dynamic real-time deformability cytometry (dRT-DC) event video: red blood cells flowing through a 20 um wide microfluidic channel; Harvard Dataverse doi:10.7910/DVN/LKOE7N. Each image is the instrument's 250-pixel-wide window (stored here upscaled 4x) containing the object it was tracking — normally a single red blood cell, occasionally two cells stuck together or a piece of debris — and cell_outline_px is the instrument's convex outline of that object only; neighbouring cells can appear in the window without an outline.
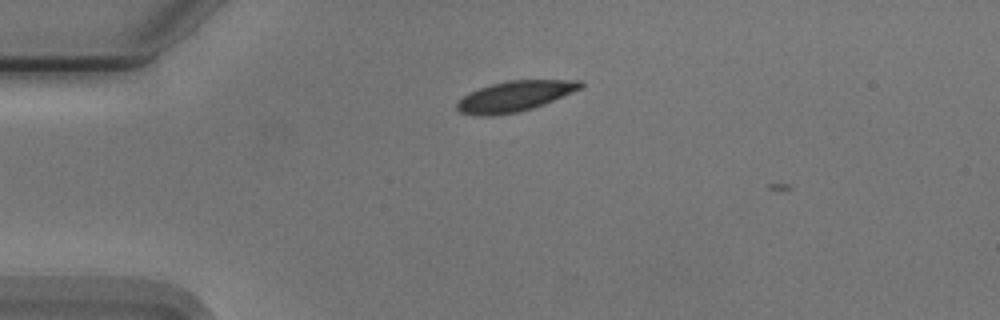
{"species": "Egyptian fruit bat (a non-hibernating species)", "species_latin": "Rousettus aegyptiacus", "temperature_condition": "cold", "stored_images_in_passage": 4, "camera_frame_rate_fps": 3000, "um_per_image_px": 0.085, "animal": {"sex": "male"}, "frame": {"image": 1, "passage_image": 2, "time_ms": 0.333, "image_size_px": [1000, 320], "cell_outline_px": [[584, 84], [580, 88], [544, 104], [532, 108], [516, 112], [488, 116], [480, 116], [460, 112], [456, 108], [456, 104], [468, 92], [492, 84], [508, 80], [580, 80]], "centroid_in_image_um": [43.72, 8.17], "position_along_channel_um": 41.3, "area_um2": 21.56}}